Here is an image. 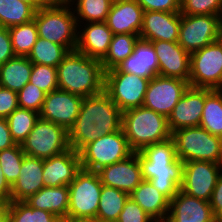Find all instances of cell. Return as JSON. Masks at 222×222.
<instances>
[{
  "label": "cell",
  "mask_w": 222,
  "mask_h": 222,
  "mask_svg": "<svg viewBox=\"0 0 222 222\" xmlns=\"http://www.w3.org/2000/svg\"><path fill=\"white\" fill-rule=\"evenodd\" d=\"M122 128V111L103 90L101 93L83 97L80 112L68 131L70 148L79 152L98 137Z\"/></svg>",
  "instance_id": "1"
},
{
  "label": "cell",
  "mask_w": 222,
  "mask_h": 222,
  "mask_svg": "<svg viewBox=\"0 0 222 222\" xmlns=\"http://www.w3.org/2000/svg\"><path fill=\"white\" fill-rule=\"evenodd\" d=\"M138 158L143 179L171 201L180 190L183 176V162L176 156L173 138L144 147Z\"/></svg>",
  "instance_id": "2"
},
{
  "label": "cell",
  "mask_w": 222,
  "mask_h": 222,
  "mask_svg": "<svg viewBox=\"0 0 222 222\" xmlns=\"http://www.w3.org/2000/svg\"><path fill=\"white\" fill-rule=\"evenodd\" d=\"M58 89L88 97L104 90L101 61L76 50L69 52L57 66Z\"/></svg>",
  "instance_id": "3"
},
{
  "label": "cell",
  "mask_w": 222,
  "mask_h": 222,
  "mask_svg": "<svg viewBox=\"0 0 222 222\" xmlns=\"http://www.w3.org/2000/svg\"><path fill=\"white\" fill-rule=\"evenodd\" d=\"M122 129L134 152L171 137L166 116L143 106L122 112Z\"/></svg>",
  "instance_id": "4"
},
{
  "label": "cell",
  "mask_w": 222,
  "mask_h": 222,
  "mask_svg": "<svg viewBox=\"0 0 222 222\" xmlns=\"http://www.w3.org/2000/svg\"><path fill=\"white\" fill-rule=\"evenodd\" d=\"M176 156L183 163L208 161L222 164V138L210 134L204 128L185 127L172 132Z\"/></svg>",
  "instance_id": "5"
},
{
  "label": "cell",
  "mask_w": 222,
  "mask_h": 222,
  "mask_svg": "<svg viewBox=\"0 0 222 222\" xmlns=\"http://www.w3.org/2000/svg\"><path fill=\"white\" fill-rule=\"evenodd\" d=\"M72 6L61 8H39L34 20L38 30V37L64 46L69 52L77 46V31L79 29Z\"/></svg>",
  "instance_id": "6"
},
{
  "label": "cell",
  "mask_w": 222,
  "mask_h": 222,
  "mask_svg": "<svg viewBox=\"0 0 222 222\" xmlns=\"http://www.w3.org/2000/svg\"><path fill=\"white\" fill-rule=\"evenodd\" d=\"M134 151L129 146L123 129L98 137L79 151L81 168L98 172L100 169L122 161Z\"/></svg>",
  "instance_id": "7"
},
{
  "label": "cell",
  "mask_w": 222,
  "mask_h": 222,
  "mask_svg": "<svg viewBox=\"0 0 222 222\" xmlns=\"http://www.w3.org/2000/svg\"><path fill=\"white\" fill-rule=\"evenodd\" d=\"M102 185L97 172L81 169L68 185L67 217L96 219Z\"/></svg>",
  "instance_id": "8"
},
{
  "label": "cell",
  "mask_w": 222,
  "mask_h": 222,
  "mask_svg": "<svg viewBox=\"0 0 222 222\" xmlns=\"http://www.w3.org/2000/svg\"><path fill=\"white\" fill-rule=\"evenodd\" d=\"M21 148L28 156L48 159L70 149L68 131L39 117L33 130L22 142Z\"/></svg>",
  "instance_id": "9"
},
{
  "label": "cell",
  "mask_w": 222,
  "mask_h": 222,
  "mask_svg": "<svg viewBox=\"0 0 222 222\" xmlns=\"http://www.w3.org/2000/svg\"><path fill=\"white\" fill-rule=\"evenodd\" d=\"M189 86L222 90V44L219 40L190 54Z\"/></svg>",
  "instance_id": "10"
},
{
  "label": "cell",
  "mask_w": 222,
  "mask_h": 222,
  "mask_svg": "<svg viewBox=\"0 0 222 222\" xmlns=\"http://www.w3.org/2000/svg\"><path fill=\"white\" fill-rule=\"evenodd\" d=\"M149 81L126 72H104V91L124 112L143 105Z\"/></svg>",
  "instance_id": "11"
},
{
  "label": "cell",
  "mask_w": 222,
  "mask_h": 222,
  "mask_svg": "<svg viewBox=\"0 0 222 222\" xmlns=\"http://www.w3.org/2000/svg\"><path fill=\"white\" fill-rule=\"evenodd\" d=\"M220 22L221 16L181 14L178 43L192 54L218 40Z\"/></svg>",
  "instance_id": "12"
},
{
  "label": "cell",
  "mask_w": 222,
  "mask_h": 222,
  "mask_svg": "<svg viewBox=\"0 0 222 222\" xmlns=\"http://www.w3.org/2000/svg\"><path fill=\"white\" fill-rule=\"evenodd\" d=\"M221 172L222 164L200 160L184 162L180 190L209 202Z\"/></svg>",
  "instance_id": "13"
},
{
  "label": "cell",
  "mask_w": 222,
  "mask_h": 222,
  "mask_svg": "<svg viewBox=\"0 0 222 222\" xmlns=\"http://www.w3.org/2000/svg\"><path fill=\"white\" fill-rule=\"evenodd\" d=\"M188 86L186 80L157 75L148 83L142 106L168 118Z\"/></svg>",
  "instance_id": "14"
},
{
  "label": "cell",
  "mask_w": 222,
  "mask_h": 222,
  "mask_svg": "<svg viewBox=\"0 0 222 222\" xmlns=\"http://www.w3.org/2000/svg\"><path fill=\"white\" fill-rule=\"evenodd\" d=\"M83 97L61 89L46 94L39 117L64 127L73 126L80 112Z\"/></svg>",
  "instance_id": "15"
},
{
  "label": "cell",
  "mask_w": 222,
  "mask_h": 222,
  "mask_svg": "<svg viewBox=\"0 0 222 222\" xmlns=\"http://www.w3.org/2000/svg\"><path fill=\"white\" fill-rule=\"evenodd\" d=\"M97 174L104 186L113 187L128 194L143 181L138 152L100 169Z\"/></svg>",
  "instance_id": "16"
},
{
  "label": "cell",
  "mask_w": 222,
  "mask_h": 222,
  "mask_svg": "<svg viewBox=\"0 0 222 222\" xmlns=\"http://www.w3.org/2000/svg\"><path fill=\"white\" fill-rule=\"evenodd\" d=\"M204 104L205 88L188 86L167 118L170 132L200 126Z\"/></svg>",
  "instance_id": "17"
},
{
  "label": "cell",
  "mask_w": 222,
  "mask_h": 222,
  "mask_svg": "<svg viewBox=\"0 0 222 222\" xmlns=\"http://www.w3.org/2000/svg\"><path fill=\"white\" fill-rule=\"evenodd\" d=\"M180 12L144 11L139 38L154 42H178Z\"/></svg>",
  "instance_id": "18"
},
{
  "label": "cell",
  "mask_w": 222,
  "mask_h": 222,
  "mask_svg": "<svg viewBox=\"0 0 222 222\" xmlns=\"http://www.w3.org/2000/svg\"><path fill=\"white\" fill-rule=\"evenodd\" d=\"M159 63V75L189 81L190 54L178 42H151Z\"/></svg>",
  "instance_id": "19"
},
{
  "label": "cell",
  "mask_w": 222,
  "mask_h": 222,
  "mask_svg": "<svg viewBox=\"0 0 222 222\" xmlns=\"http://www.w3.org/2000/svg\"><path fill=\"white\" fill-rule=\"evenodd\" d=\"M79 152L70 148L67 151L43 160L44 186H68L81 170Z\"/></svg>",
  "instance_id": "20"
},
{
  "label": "cell",
  "mask_w": 222,
  "mask_h": 222,
  "mask_svg": "<svg viewBox=\"0 0 222 222\" xmlns=\"http://www.w3.org/2000/svg\"><path fill=\"white\" fill-rule=\"evenodd\" d=\"M166 222H219L209 202L191 197L181 190L172 198Z\"/></svg>",
  "instance_id": "21"
},
{
  "label": "cell",
  "mask_w": 222,
  "mask_h": 222,
  "mask_svg": "<svg viewBox=\"0 0 222 222\" xmlns=\"http://www.w3.org/2000/svg\"><path fill=\"white\" fill-rule=\"evenodd\" d=\"M106 72H126L147 79L159 75V63L153 44L139 38L133 53L115 68Z\"/></svg>",
  "instance_id": "22"
},
{
  "label": "cell",
  "mask_w": 222,
  "mask_h": 222,
  "mask_svg": "<svg viewBox=\"0 0 222 222\" xmlns=\"http://www.w3.org/2000/svg\"><path fill=\"white\" fill-rule=\"evenodd\" d=\"M143 12L136 0L114 2L105 22L113 34L139 35Z\"/></svg>",
  "instance_id": "23"
},
{
  "label": "cell",
  "mask_w": 222,
  "mask_h": 222,
  "mask_svg": "<svg viewBox=\"0 0 222 222\" xmlns=\"http://www.w3.org/2000/svg\"><path fill=\"white\" fill-rule=\"evenodd\" d=\"M77 33L76 51L90 58L102 60L109 50L113 32L106 22H89Z\"/></svg>",
  "instance_id": "24"
},
{
  "label": "cell",
  "mask_w": 222,
  "mask_h": 222,
  "mask_svg": "<svg viewBox=\"0 0 222 222\" xmlns=\"http://www.w3.org/2000/svg\"><path fill=\"white\" fill-rule=\"evenodd\" d=\"M19 173L11 186L10 201H24L44 187L43 159L25 155Z\"/></svg>",
  "instance_id": "25"
},
{
  "label": "cell",
  "mask_w": 222,
  "mask_h": 222,
  "mask_svg": "<svg viewBox=\"0 0 222 222\" xmlns=\"http://www.w3.org/2000/svg\"><path fill=\"white\" fill-rule=\"evenodd\" d=\"M155 222H166L170 201L149 180H144L129 194Z\"/></svg>",
  "instance_id": "26"
},
{
  "label": "cell",
  "mask_w": 222,
  "mask_h": 222,
  "mask_svg": "<svg viewBox=\"0 0 222 222\" xmlns=\"http://www.w3.org/2000/svg\"><path fill=\"white\" fill-rule=\"evenodd\" d=\"M24 202L32 208L48 211L62 220L67 218L69 188L68 186H44L37 193L29 196Z\"/></svg>",
  "instance_id": "27"
},
{
  "label": "cell",
  "mask_w": 222,
  "mask_h": 222,
  "mask_svg": "<svg viewBox=\"0 0 222 222\" xmlns=\"http://www.w3.org/2000/svg\"><path fill=\"white\" fill-rule=\"evenodd\" d=\"M32 62L26 56H15L0 66V86L19 92L30 80Z\"/></svg>",
  "instance_id": "28"
},
{
  "label": "cell",
  "mask_w": 222,
  "mask_h": 222,
  "mask_svg": "<svg viewBox=\"0 0 222 222\" xmlns=\"http://www.w3.org/2000/svg\"><path fill=\"white\" fill-rule=\"evenodd\" d=\"M200 127L222 138V90L205 88V104Z\"/></svg>",
  "instance_id": "29"
},
{
  "label": "cell",
  "mask_w": 222,
  "mask_h": 222,
  "mask_svg": "<svg viewBox=\"0 0 222 222\" xmlns=\"http://www.w3.org/2000/svg\"><path fill=\"white\" fill-rule=\"evenodd\" d=\"M128 198V193L102 185L96 220L116 222Z\"/></svg>",
  "instance_id": "30"
},
{
  "label": "cell",
  "mask_w": 222,
  "mask_h": 222,
  "mask_svg": "<svg viewBox=\"0 0 222 222\" xmlns=\"http://www.w3.org/2000/svg\"><path fill=\"white\" fill-rule=\"evenodd\" d=\"M139 40V35L113 34L109 50L101 60L103 71L115 68L133 53L134 46Z\"/></svg>",
  "instance_id": "31"
},
{
  "label": "cell",
  "mask_w": 222,
  "mask_h": 222,
  "mask_svg": "<svg viewBox=\"0 0 222 222\" xmlns=\"http://www.w3.org/2000/svg\"><path fill=\"white\" fill-rule=\"evenodd\" d=\"M36 9L21 0H0V26L10 28L34 19Z\"/></svg>",
  "instance_id": "32"
},
{
  "label": "cell",
  "mask_w": 222,
  "mask_h": 222,
  "mask_svg": "<svg viewBox=\"0 0 222 222\" xmlns=\"http://www.w3.org/2000/svg\"><path fill=\"white\" fill-rule=\"evenodd\" d=\"M68 53L64 46L38 37L27 58L33 64L57 67Z\"/></svg>",
  "instance_id": "33"
},
{
  "label": "cell",
  "mask_w": 222,
  "mask_h": 222,
  "mask_svg": "<svg viewBox=\"0 0 222 222\" xmlns=\"http://www.w3.org/2000/svg\"><path fill=\"white\" fill-rule=\"evenodd\" d=\"M39 113L24 108H16L6 119L10 134L16 144L21 145L33 130Z\"/></svg>",
  "instance_id": "34"
},
{
  "label": "cell",
  "mask_w": 222,
  "mask_h": 222,
  "mask_svg": "<svg viewBox=\"0 0 222 222\" xmlns=\"http://www.w3.org/2000/svg\"><path fill=\"white\" fill-rule=\"evenodd\" d=\"M9 29L12 48L16 56H28L38 39V30L35 20L21 25L12 26Z\"/></svg>",
  "instance_id": "35"
},
{
  "label": "cell",
  "mask_w": 222,
  "mask_h": 222,
  "mask_svg": "<svg viewBox=\"0 0 222 222\" xmlns=\"http://www.w3.org/2000/svg\"><path fill=\"white\" fill-rule=\"evenodd\" d=\"M9 222H61L54 214L30 207L24 201L8 203Z\"/></svg>",
  "instance_id": "36"
},
{
  "label": "cell",
  "mask_w": 222,
  "mask_h": 222,
  "mask_svg": "<svg viewBox=\"0 0 222 222\" xmlns=\"http://www.w3.org/2000/svg\"><path fill=\"white\" fill-rule=\"evenodd\" d=\"M71 2L74 3L73 0ZM75 4L76 21L83 19L88 22H105L112 6L111 0H77ZM80 17V18H79Z\"/></svg>",
  "instance_id": "37"
},
{
  "label": "cell",
  "mask_w": 222,
  "mask_h": 222,
  "mask_svg": "<svg viewBox=\"0 0 222 222\" xmlns=\"http://www.w3.org/2000/svg\"><path fill=\"white\" fill-rule=\"evenodd\" d=\"M25 155L19 144L0 151V166L6 180L11 186L20 175L19 172Z\"/></svg>",
  "instance_id": "38"
},
{
  "label": "cell",
  "mask_w": 222,
  "mask_h": 222,
  "mask_svg": "<svg viewBox=\"0 0 222 222\" xmlns=\"http://www.w3.org/2000/svg\"><path fill=\"white\" fill-rule=\"evenodd\" d=\"M29 82L46 94L58 89L57 67L32 64Z\"/></svg>",
  "instance_id": "39"
},
{
  "label": "cell",
  "mask_w": 222,
  "mask_h": 222,
  "mask_svg": "<svg viewBox=\"0 0 222 222\" xmlns=\"http://www.w3.org/2000/svg\"><path fill=\"white\" fill-rule=\"evenodd\" d=\"M180 14L222 16V0H181Z\"/></svg>",
  "instance_id": "40"
},
{
  "label": "cell",
  "mask_w": 222,
  "mask_h": 222,
  "mask_svg": "<svg viewBox=\"0 0 222 222\" xmlns=\"http://www.w3.org/2000/svg\"><path fill=\"white\" fill-rule=\"evenodd\" d=\"M45 96L46 93L44 91L28 82L19 92H17L18 106L40 113Z\"/></svg>",
  "instance_id": "41"
},
{
  "label": "cell",
  "mask_w": 222,
  "mask_h": 222,
  "mask_svg": "<svg viewBox=\"0 0 222 222\" xmlns=\"http://www.w3.org/2000/svg\"><path fill=\"white\" fill-rule=\"evenodd\" d=\"M132 198H128L116 222H154Z\"/></svg>",
  "instance_id": "42"
},
{
  "label": "cell",
  "mask_w": 222,
  "mask_h": 222,
  "mask_svg": "<svg viewBox=\"0 0 222 222\" xmlns=\"http://www.w3.org/2000/svg\"><path fill=\"white\" fill-rule=\"evenodd\" d=\"M144 11L180 12L181 0H136Z\"/></svg>",
  "instance_id": "43"
},
{
  "label": "cell",
  "mask_w": 222,
  "mask_h": 222,
  "mask_svg": "<svg viewBox=\"0 0 222 222\" xmlns=\"http://www.w3.org/2000/svg\"><path fill=\"white\" fill-rule=\"evenodd\" d=\"M18 107L17 92L0 86V118H7Z\"/></svg>",
  "instance_id": "44"
},
{
  "label": "cell",
  "mask_w": 222,
  "mask_h": 222,
  "mask_svg": "<svg viewBox=\"0 0 222 222\" xmlns=\"http://www.w3.org/2000/svg\"><path fill=\"white\" fill-rule=\"evenodd\" d=\"M15 56L9 29L0 26V66Z\"/></svg>",
  "instance_id": "45"
},
{
  "label": "cell",
  "mask_w": 222,
  "mask_h": 222,
  "mask_svg": "<svg viewBox=\"0 0 222 222\" xmlns=\"http://www.w3.org/2000/svg\"><path fill=\"white\" fill-rule=\"evenodd\" d=\"M209 204L212 208L214 217L219 222H222V172L217 179Z\"/></svg>",
  "instance_id": "46"
},
{
  "label": "cell",
  "mask_w": 222,
  "mask_h": 222,
  "mask_svg": "<svg viewBox=\"0 0 222 222\" xmlns=\"http://www.w3.org/2000/svg\"><path fill=\"white\" fill-rule=\"evenodd\" d=\"M6 118H0V151L14 146Z\"/></svg>",
  "instance_id": "47"
},
{
  "label": "cell",
  "mask_w": 222,
  "mask_h": 222,
  "mask_svg": "<svg viewBox=\"0 0 222 222\" xmlns=\"http://www.w3.org/2000/svg\"><path fill=\"white\" fill-rule=\"evenodd\" d=\"M11 185L5 178L0 166V204H8L10 202Z\"/></svg>",
  "instance_id": "48"
},
{
  "label": "cell",
  "mask_w": 222,
  "mask_h": 222,
  "mask_svg": "<svg viewBox=\"0 0 222 222\" xmlns=\"http://www.w3.org/2000/svg\"><path fill=\"white\" fill-rule=\"evenodd\" d=\"M36 10L39 8H61L70 5L71 0H35Z\"/></svg>",
  "instance_id": "49"
},
{
  "label": "cell",
  "mask_w": 222,
  "mask_h": 222,
  "mask_svg": "<svg viewBox=\"0 0 222 222\" xmlns=\"http://www.w3.org/2000/svg\"><path fill=\"white\" fill-rule=\"evenodd\" d=\"M0 222H9L8 204H0Z\"/></svg>",
  "instance_id": "50"
},
{
  "label": "cell",
  "mask_w": 222,
  "mask_h": 222,
  "mask_svg": "<svg viewBox=\"0 0 222 222\" xmlns=\"http://www.w3.org/2000/svg\"><path fill=\"white\" fill-rule=\"evenodd\" d=\"M61 222H98V221L96 219L67 217V218L62 219Z\"/></svg>",
  "instance_id": "51"
},
{
  "label": "cell",
  "mask_w": 222,
  "mask_h": 222,
  "mask_svg": "<svg viewBox=\"0 0 222 222\" xmlns=\"http://www.w3.org/2000/svg\"><path fill=\"white\" fill-rule=\"evenodd\" d=\"M218 40L220 41V43L222 44V19L219 25V34H218Z\"/></svg>",
  "instance_id": "52"
},
{
  "label": "cell",
  "mask_w": 222,
  "mask_h": 222,
  "mask_svg": "<svg viewBox=\"0 0 222 222\" xmlns=\"http://www.w3.org/2000/svg\"><path fill=\"white\" fill-rule=\"evenodd\" d=\"M22 2L31 4L36 9V2L35 0H21Z\"/></svg>",
  "instance_id": "53"
},
{
  "label": "cell",
  "mask_w": 222,
  "mask_h": 222,
  "mask_svg": "<svg viewBox=\"0 0 222 222\" xmlns=\"http://www.w3.org/2000/svg\"><path fill=\"white\" fill-rule=\"evenodd\" d=\"M111 1L114 3V2L123 1V0H111Z\"/></svg>",
  "instance_id": "54"
}]
</instances>
